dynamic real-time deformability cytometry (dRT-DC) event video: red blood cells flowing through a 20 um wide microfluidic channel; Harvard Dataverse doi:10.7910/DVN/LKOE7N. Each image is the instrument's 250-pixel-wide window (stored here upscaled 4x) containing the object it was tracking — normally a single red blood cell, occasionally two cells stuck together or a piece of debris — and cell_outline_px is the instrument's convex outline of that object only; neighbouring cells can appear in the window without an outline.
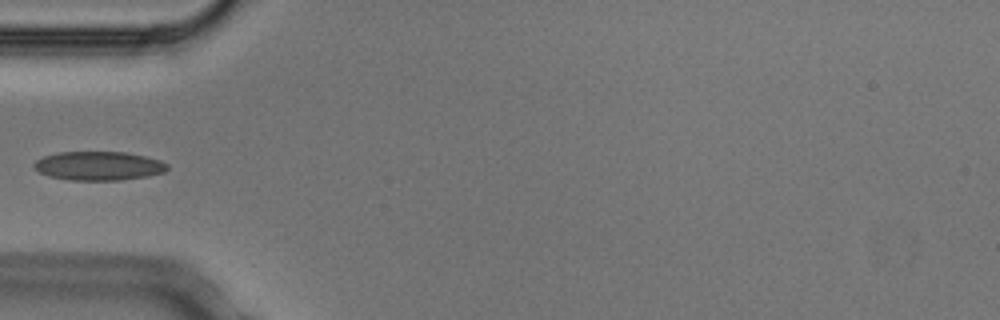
{"species": "Egyptian fruit bat (a non-hibernating species)", "species_latin": "Rousettus aegyptiacus", "temperature_condition": "cold", "stored_images_in_passage": 5, "camera_frame_rate_fps": 3000, "um_per_image_px": 0.085, "animal": {"sex": "male"}, "frame": {"image": 1, "passage_image": 4, "time_ms": 1.0, "image_size_px": [1000, 320], "cell_outline_px": [[168, 168], [164, 172], [148, 176], [120, 180], [72, 180], [48, 176], [40, 172], [32, 164], [36, 160], [44, 156], [60, 152], [124, 152], [144, 156], [160, 160], [168, 164]], "centroid_in_image_um": [8.4, 14.1], "position_along_channel_um": 76.6, "area_um2": 22.31}}
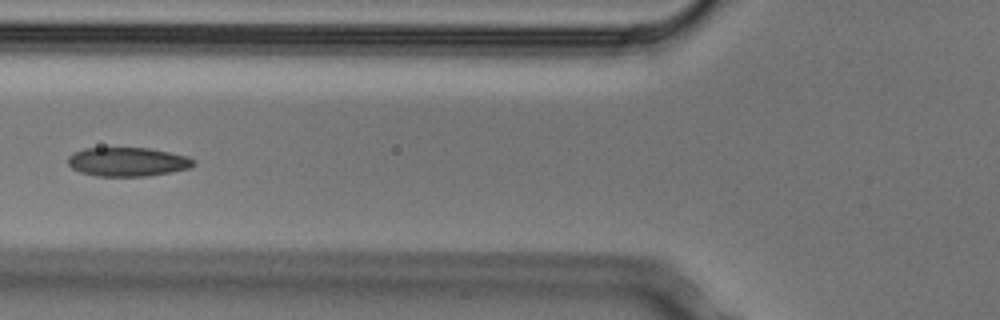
{"frame": {"image": 2, "passage_image": 5, "time_ms": 1.333, "image_size_px": [1000, 320], "cell_outline_px": [[196, 164], [188, 168], [172, 172], [148, 176], [96, 176], [80, 172], [72, 168], [68, 164], [68, 156], [72, 152], [84, 148], [148, 148], [188, 156], [196, 160]], "centroid_in_image_um": [10.84, 13.75], "position_along_channel_um": 115.0, "area_um2": 21.33}}